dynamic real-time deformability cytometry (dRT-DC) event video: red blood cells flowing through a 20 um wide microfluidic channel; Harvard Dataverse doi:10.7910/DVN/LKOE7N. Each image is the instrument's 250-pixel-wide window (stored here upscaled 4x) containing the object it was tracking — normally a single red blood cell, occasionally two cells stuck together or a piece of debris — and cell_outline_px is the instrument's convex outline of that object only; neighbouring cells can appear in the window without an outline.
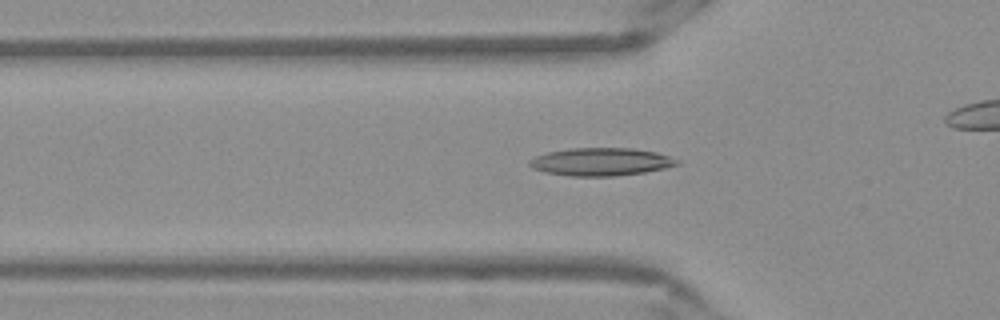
{"species": "Egyptian fruit bat (a non-hibernating species)", "species_latin": "Rousettus aegyptiacus", "temperature_condition": "warm", "stored_images_in_passage": 43, "camera_frame_rate_fps": 3000, "um_per_image_px": 0.085, "frame": {"image": 1, "passage_image": 17, "time_ms": 5.333, "image_size_px": [1000, 320], "cell_outline_px": [[680, 164], [664, 168], [644, 172], [612, 176], [568, 176], [544, 172], [532, 168], [528, 164], [528, 160], [536, 156], [548, 152], [568, 148], [632, 148], [656, 152], [680, 160]], "centroid_in_image_um": [51.05, 13.75], "position_along_channel_um": 74.7, "area_um2": 23.99}}
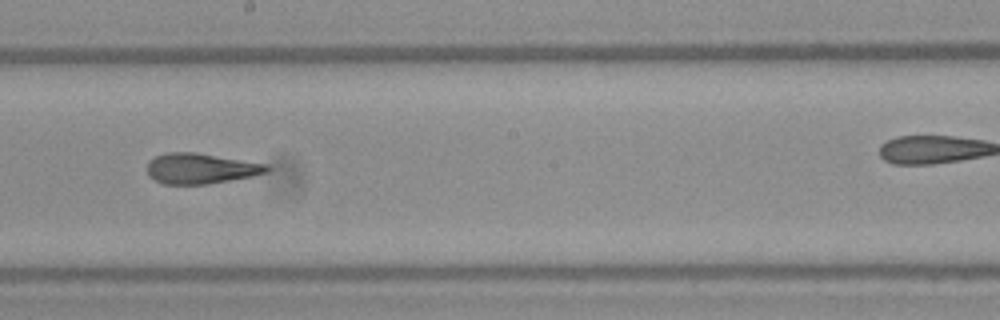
{"frame": {"image": 2, "passage_image": 29, "time_ms": 9.333, "image_size_px": [1000, 320], "cell_outline_px": [[272, 168], [268, 172], [252, 176], [208, 184], [164, 184], [148, 176], [148, 160], [156, 156], [168, 152], [196, 152], [268, 164]], "centroid_in_image_um": [17.08, 14.31], "position_along_channel_um": 231.1, "area_um2": 21.33}}
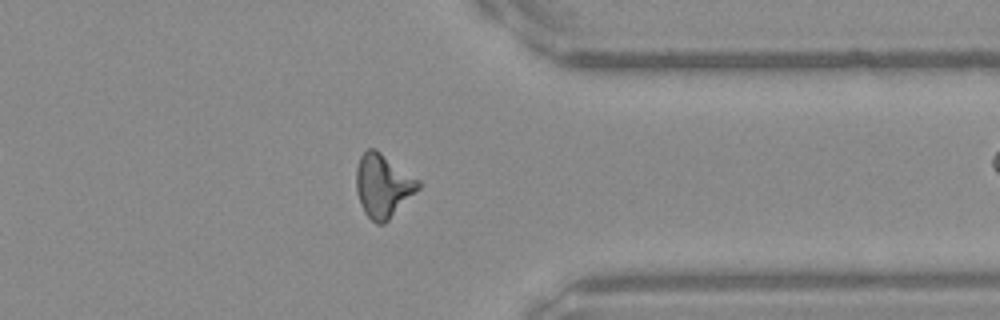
{"frame": {"image": 3, "passage_image": 41, "time_ms": 13.333, "image_size_px": [1000, 320], "cell_outline_px": [[420, 188], [384, 224], [376, 224], [364, 212], [360, 204], [356, 192], [356, 168], [360, 156], [368, 148], [376, 148], [420, 180]], "centroid_in_image_um": [32.54, 15.76], "position_along_channel_um": 378.9, "area_um2": 23.0}}